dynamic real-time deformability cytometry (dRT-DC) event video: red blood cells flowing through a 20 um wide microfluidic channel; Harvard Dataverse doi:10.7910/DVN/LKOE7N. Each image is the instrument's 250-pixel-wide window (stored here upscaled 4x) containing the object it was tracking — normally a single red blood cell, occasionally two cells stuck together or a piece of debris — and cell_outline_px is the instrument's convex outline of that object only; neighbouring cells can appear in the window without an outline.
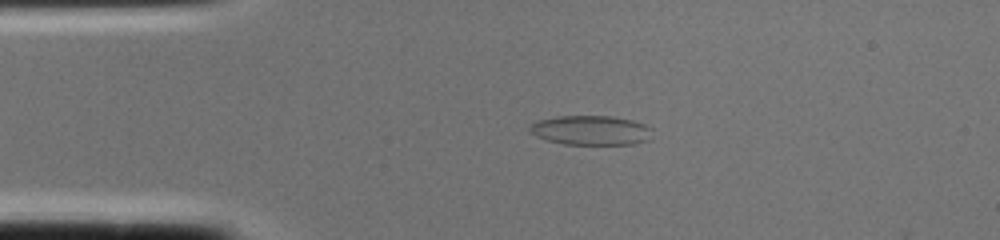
{"species": "common noctule bat (a hibernating species)", "species_latin": "Nyctalus noctula", "temperature_condition": "cold", "stored_images_in_passage": 1, "camera_frame_rate_fps": 3000, "um_per_image_px": 0.085, "animal": {"sex": "female", "body_mass_g": 22.0, "forearm_length_mm": 56.7}, "frame": {"image": 1, "passage_image": 1, "time_ms": 0.0, "image_size_px": [1000, 240], "cell_outline_px": [[652, 140], [636, 144], [564, 144], [548, 140], [536, 136], [528, 132], [528, 124], [540, 120], [556, 116], [612, 116], [632, 120], [644, 124], [652, 128]], "centroid_in_image_um": [50.25, 11.08], "position_along_channel_um": 34.8, "area_um2": 21.39}}